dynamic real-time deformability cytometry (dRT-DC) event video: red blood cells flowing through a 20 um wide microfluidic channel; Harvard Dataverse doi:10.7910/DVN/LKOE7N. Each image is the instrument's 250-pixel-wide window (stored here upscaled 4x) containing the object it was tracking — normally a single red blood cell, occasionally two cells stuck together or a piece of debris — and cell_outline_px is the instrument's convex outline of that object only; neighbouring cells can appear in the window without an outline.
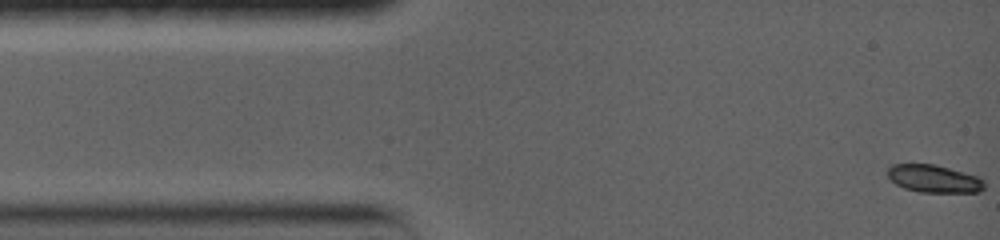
{"species": "common noctule bat (a hibernating species)", "species_latin": "Nyctalus noctula", "temperature_condition": "warm", "stored_images_in_passage": 81, "camera_frame_rate_fps": 5000, "um_per_image_px": 0.085, "animal": {"sex": "female", "body_mass_g": 19.0, "forearm_length_mm": 56.7}, "frame": {"image": 1, "passage_image": 1, "time_ms": 0.0, "image_size_px": [1000, 240], "cell_outline_px": [[984, 188], [980, 192], [920, 192], [904, 188], [896, 184], [888, 176], [888, 168], [892, 164], [936, 164], [980, 176], [984, 180]], "centroid_in_image_um": [79.43, 15.18], "position_along_channel_um": 5.6, "area_um2": 15.72}}
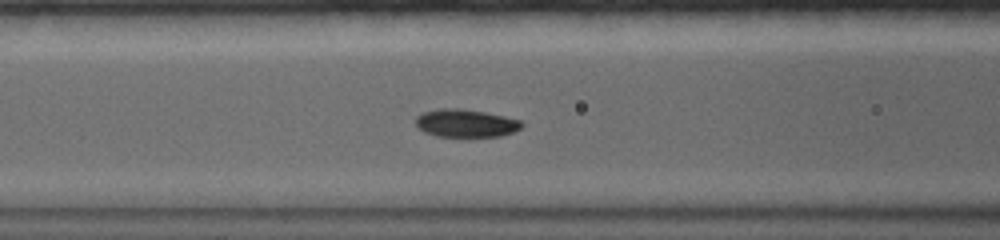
{"frame": {"image": 2, "passage_image": 37, "time_ms": 5.6, "image_size_px": [1000, 240], "cell_outline_px": [[524, 124], [520, 128], [512, 132], [500, 136], [436, 136], [424, 132], [416, 124], [416, 116], [424, 112], [440, 108], [460, 108], [484, 112], [504, 116], [520, 120]], "centroid_in_image_um": [39.58, 10.46], "position_along_channel_um": 127.0, "area_um2": 17.05}}
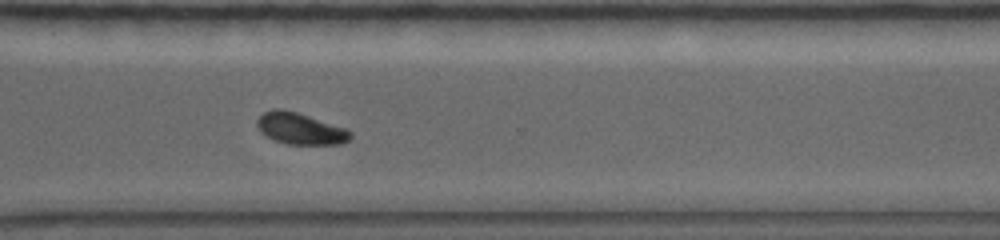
{"frame": {"image": 3, "passage_image": 80, "time_ms": 11.6, "image_size_px": [1000, 240], "cell_outline_px": [[352, 136], [348, 140], [340, 144], [288, 144], [272, 140], [260, 132], [256, 124], [256, 120], [264, 112], [276, 108], [280, 108], [296, 112], [348, 128], [352, 132]], "centroid_in_image_um": [25.52, 10.93], "position_along_channel_um": 345.1, "area_um2": 17.28}}